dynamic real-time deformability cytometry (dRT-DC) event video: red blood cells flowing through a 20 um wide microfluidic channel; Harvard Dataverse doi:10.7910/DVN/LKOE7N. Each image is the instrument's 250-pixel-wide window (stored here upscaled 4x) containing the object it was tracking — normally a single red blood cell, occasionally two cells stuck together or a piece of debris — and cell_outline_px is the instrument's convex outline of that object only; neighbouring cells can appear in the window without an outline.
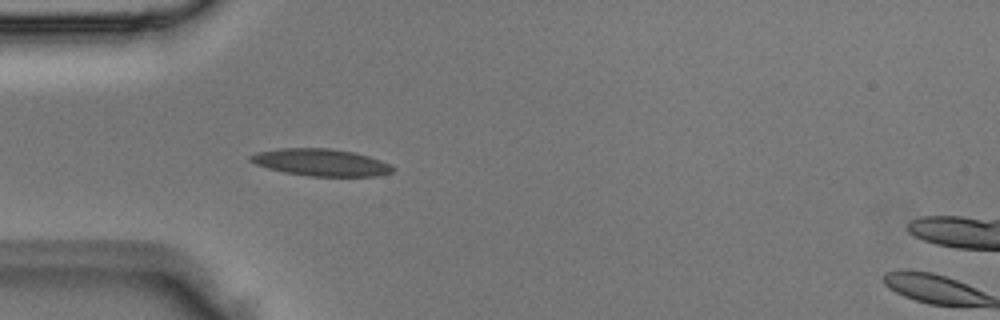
{"species": "Egyptian fruit bat (a non-hibernating species)", "species_latin": "Rousettus aegyptiacus", "temperature_condition": "room temperature", "stored_images_in_passage": 4, "segment_of_instrument_passage": [1, 2], "camera_frame_rate_fps": 3000, "um_per_image_px": 0.085, "animal": {"sex": "male"}, "frame": {"image": 1, "passage_image": 3, "time_ms": 0.667, "image_size_px": [1000, 320], "cell_outline_px": [[396, 168], [392, 172], [376, 176], [308, 176], [284, 172], [268, 168], [256, 164], [248, 160], [248, 156], [256, 152], [280, 148], [332, 148], [352, 152], [368, 156], [392, 164]], "centroid_in_image_um": [27.27, 13.8], "position_along_channel_um": 57.7, "area_um2": 22.54}}